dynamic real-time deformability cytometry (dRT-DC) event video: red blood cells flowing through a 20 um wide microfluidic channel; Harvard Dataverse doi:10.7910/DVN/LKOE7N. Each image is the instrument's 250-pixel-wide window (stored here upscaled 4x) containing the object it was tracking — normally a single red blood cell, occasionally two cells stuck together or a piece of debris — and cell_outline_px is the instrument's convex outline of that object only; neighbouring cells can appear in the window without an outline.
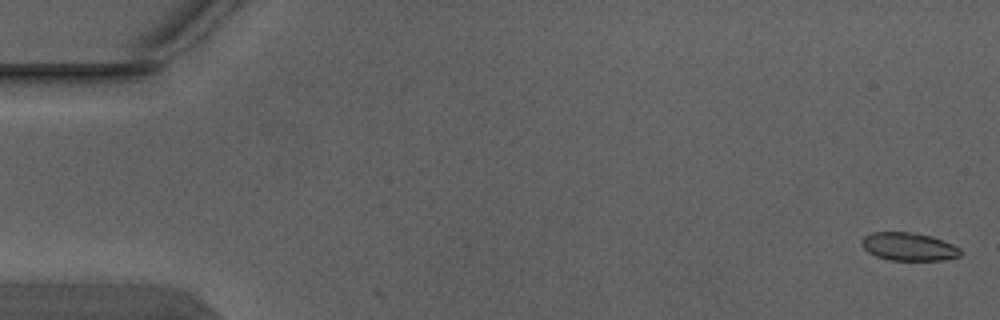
{"species": "Egyptian fruit bat (a non-hibernating species)", "species_latin": "Rousettus aegyptiacus", "temperature_condition": "warm", "stored_images_in_passage": 5, "camera_frame_rate_fps": 3000, "um_per_image_px": 0.085, "animal": {"sex": "male"}, "frame": {"image": 1, "passage_image": 1, "time_ms": 0.0, "image_size_px": [1000, 320], "cell_outline_px": [[960, 256], [944, 260], [888, 260], [876, 256], [868, 252], [860, 244], [860, 240], [864, 236], [872, 232], [908, 232], [932, 236], [952, 244], [960, 248]], "centroid_in_image_um": [77.21, 20.96], "position_along_channel_um": 7.8, "area_um2": 16.18}}
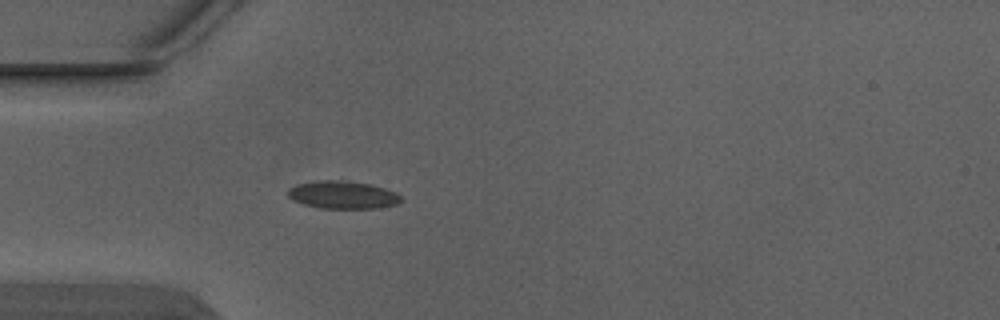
{"frame": {"image": 2, "passage_image": 5, "time_ms": 1.333, "image_size_px": [1000, 320], "cell_outline_px": [[404, 200], [396, 204], [376, 208], [320, 208], [304, 204], [292, 200], [288, 196], [288, 188], [296, 184], [320, 180], [348, 180], [372, 184], [396, 192]], "centroid_in_image_um": [29.13, 16.55], "position_along_channel_um": 55.9, "area_um2": 18.44}}